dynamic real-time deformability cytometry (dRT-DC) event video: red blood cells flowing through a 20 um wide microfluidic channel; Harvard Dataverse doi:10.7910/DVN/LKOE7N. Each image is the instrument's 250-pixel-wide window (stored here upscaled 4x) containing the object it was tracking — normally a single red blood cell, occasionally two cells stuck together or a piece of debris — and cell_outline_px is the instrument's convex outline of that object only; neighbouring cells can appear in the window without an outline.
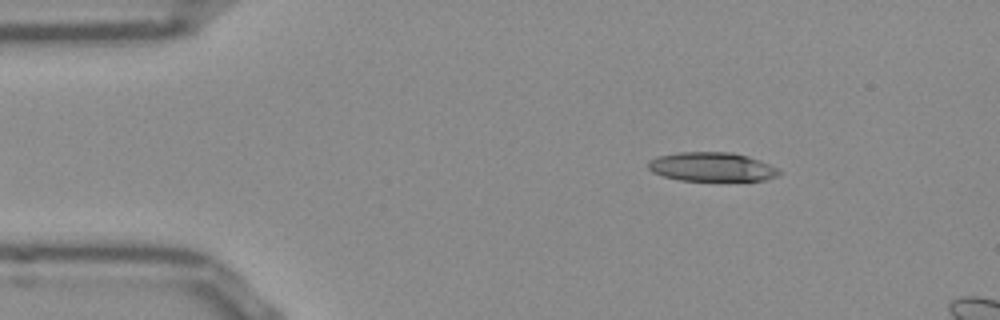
{"species": "Egyptian fruit bat (a non-hibernating species)", "species_latin": "Rousettus aegyptiacus", "temperature_condition": "room temperature", "stored_images_in_passage": 10, "camera_frame_rate_fps": 3000, "um_per_image_px": 0.085, "frame": {"image": 1, "passage_image": 4, "time_ms": 1.0, "image_size_px": [1000, 320], "cell_outline_px": [[784, 172], [776, 176], [764, 180], [680, 180], [664, 176], [652, 172], [648, 168], [648, 160], [656, 156], [680, 152], [732, 152], [748, 156], [760, 160]], "centroid_in_image_um": [60.48, 14.17], "position_along_channel_um": 24.5, "area_um2": 22.08}}